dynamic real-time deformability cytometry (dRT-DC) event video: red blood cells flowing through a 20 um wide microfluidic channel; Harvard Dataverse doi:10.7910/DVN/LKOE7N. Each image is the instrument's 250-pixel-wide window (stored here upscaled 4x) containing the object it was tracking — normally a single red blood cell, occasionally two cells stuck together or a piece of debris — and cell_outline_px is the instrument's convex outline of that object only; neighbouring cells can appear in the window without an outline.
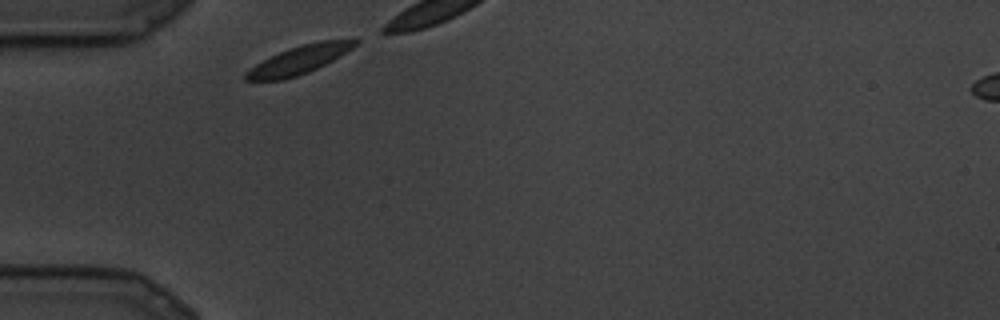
{"species": "common noctule bat (a hibernating species)", "species_latin": "Nyctalus noctula", "temperature_condition": "cold", "stored_images_in_passage": 4, "camera_frame_rate_fps": 3000, "um_per_image_px": 0.085, "animal": {"sex": "male", "body_mass_g": 19.5, "forearm_length_mm": 54.6}, "frame": {"image": 1, "passage_image": 1, "time_ms": 0.0, "image_size_px": [1000, 320], "cell_outline_px": [[360, 40], [352, 48], [340, 56], [308, 72], [284, 80], [244, 80], [244, 72], [256, 64], [288, 48], [300, 44], [320, 40], [356, 36]], "centroid_in_image_um": [25.51, 5.03], "position_along_channel_um": 59.5, "area_um2": 18.26}}